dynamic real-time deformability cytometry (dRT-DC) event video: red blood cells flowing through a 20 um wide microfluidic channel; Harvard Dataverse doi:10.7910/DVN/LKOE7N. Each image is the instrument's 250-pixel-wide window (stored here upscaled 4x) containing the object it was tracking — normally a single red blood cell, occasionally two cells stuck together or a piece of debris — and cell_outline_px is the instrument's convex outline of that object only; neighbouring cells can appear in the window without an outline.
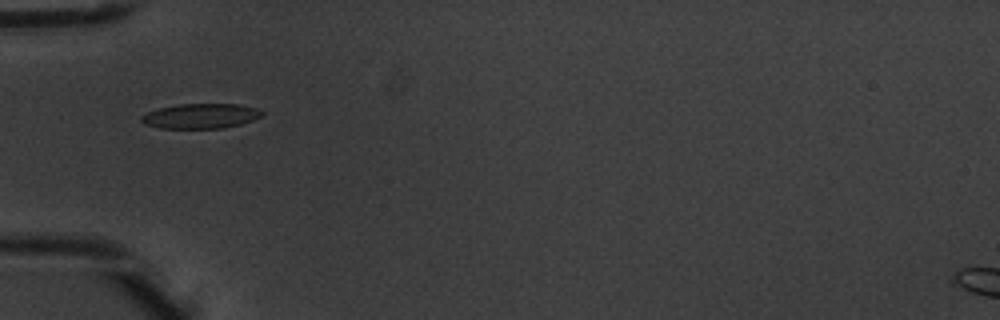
{"species": "common noctule bat (a hibernating species)", "species_latin": "Nyctalus noctula", "temperature_condition": "warm", "stored_images_in_passage": 7, "camera_frame_rate_fps": 3000, "um_per_image_px": 0.085, "animal": {"sex": "male", "body_mass_g": 20.1, "forearm_length_mm": 53.5}, "frame": {"image": 1, "passage_image": 5, "time_ms": 1.333, "image_size_px": [1000, 320], "cell_outline_px": [[264, 116], [240, 124], [224, 128], [160, 128], [144, 124], [140, 120], [140, 116], [148, 112], [160, 108], [180, 104], [240, 104], [256, 108], [264, 112]], "centroid_in_image_um": [17.08, 9.86], "position_along_channel_um": 67.9, "area_um2": 17.51}}
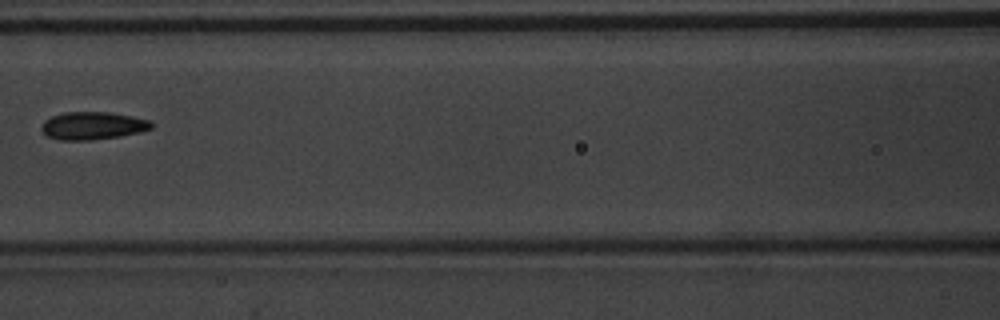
{"frame": {"image": 2, "passage_image": 7, "time_ms": 2.0, "image_size_px": [1000, 320], "cell_outline_px": [[152, 128], [140, 132], [120, 136], [92, 140], [60, 140], [48, 136], [40, 128], [44, 120], [52, 116], [64, 112], [108, 112], [132, 116], [152, 120]], "centroid_in_image_um": [7.89, 10.68], "position_along_channel_um": 158.7, "area_um2": 17.8}}